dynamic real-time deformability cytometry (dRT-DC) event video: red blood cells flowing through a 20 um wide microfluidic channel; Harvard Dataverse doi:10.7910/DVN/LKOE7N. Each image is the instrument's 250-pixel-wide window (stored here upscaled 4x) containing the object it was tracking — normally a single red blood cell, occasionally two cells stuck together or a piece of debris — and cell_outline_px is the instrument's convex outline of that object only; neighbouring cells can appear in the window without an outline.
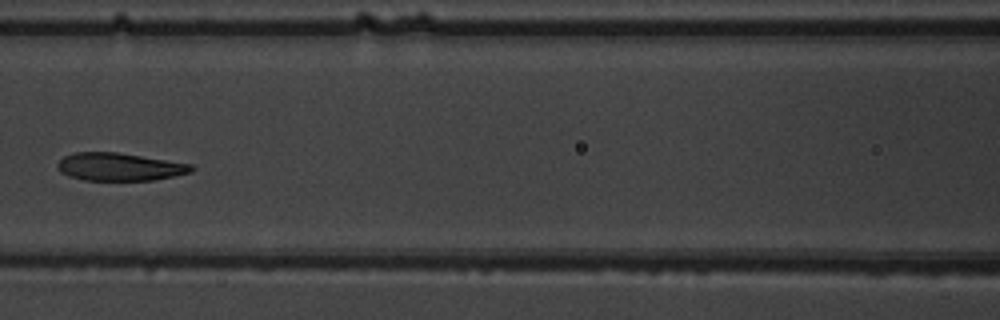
{"species": "common noctule bat (a hibernating species)", "species_latin": "Nyctalus noctula", "temperature_condition": "warm", "stored_images_in_passage": 6, "camera_frame_rate_fps": 3000, "um_per_image_px": 0.085, "animal": {"sex": "male", "body_mass_g": 19.5, "forearm_length_mm": 54.6}, "frame": {"image": 1, "passage_image": 6, "time_ms": 5.667, "image_size_px": [1000, 320], "cell_outline_px": [[196, 168], [192, 172], [152, 180], [84, 180], [68, 176], [60, 172], [56, 168], [56, 164], [64, 156], [76, 152], [116, 152], [192, 164]], "centroid_in_image_um": [10.13, 14.18], "position_along_channel_um": 156.5, "area_um2": 21.68}}